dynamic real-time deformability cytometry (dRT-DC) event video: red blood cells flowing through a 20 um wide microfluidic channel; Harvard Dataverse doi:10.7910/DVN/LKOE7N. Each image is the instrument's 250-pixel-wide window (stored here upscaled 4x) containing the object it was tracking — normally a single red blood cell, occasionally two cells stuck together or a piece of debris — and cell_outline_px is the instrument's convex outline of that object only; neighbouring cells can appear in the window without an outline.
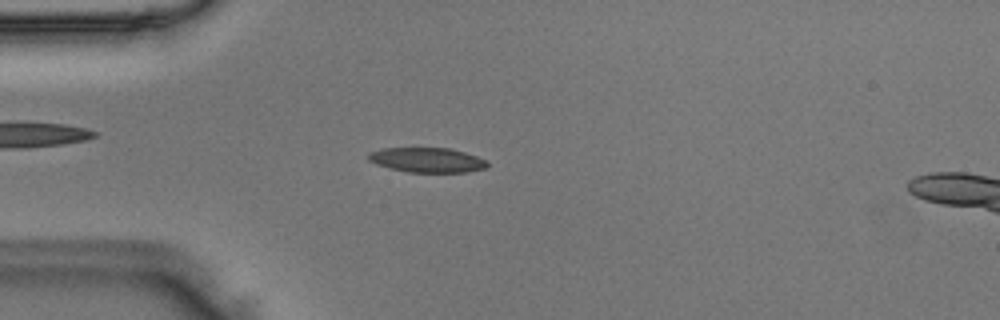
{"species": "Egyptian fruit bat (a non-hibernating species)", "species_latin": "Rousettus aegyptiacus", "temperature_condition": "room temperature", "stored_images_in_passage": 49, "camera_frame_rate_fps": 3000, "um_per_image_px": 0.085, "animal": {"sex": "male"}, "frame": {"image": 1, "passage_image": 13, "time_ms": 4.0, "image_size_px": [1000, 320], "cell_outline_px": [[488, 168], [468, 172], [408, 172], [388, 168], [376, 164], [368, 160], [368, 152], [384, 148], [452, 148], [488, 160]], "centroid_in_image_um": [36.32, 13.6], "position_along_channel_um": 48.7, "area_um2": 17.34}}
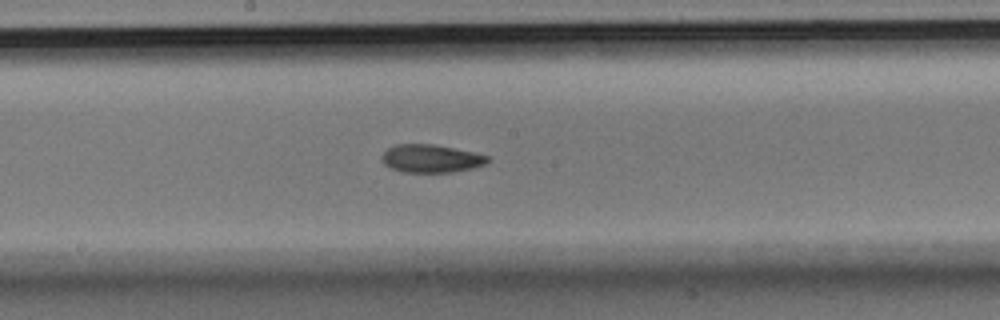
{"frame": {"image": 2, "passage_image": 26, "time_ms": 8.333, "image_size_px": [1000, 320], "cell_outline_px": [[488, 160], [484, 164], [472, 168], [452, 172], [400, 172], [384, 164], [380, 156], [388, 148], [396, 144], [436, 144], [472, 152], [488, 156]], "centroid_in_image_um": [36.59, 13.47], "position_along_channel_um": 211.6, "area_um2": 17.17}}
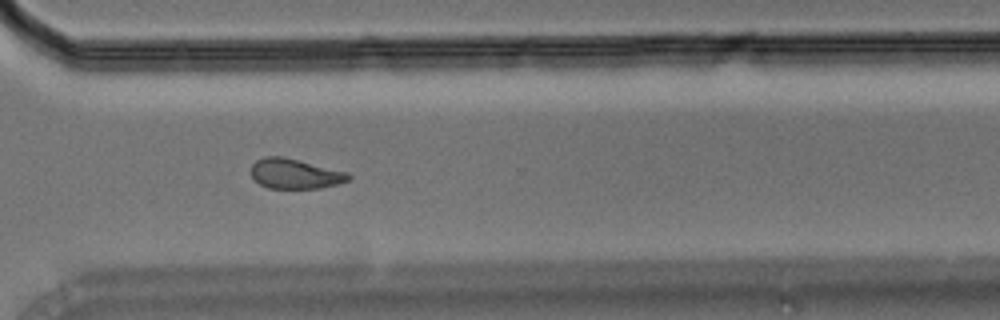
{"frame": {"image": 3, "passage_image": 36, "time_ms": 11.667, "image_size_px": [1000, 320], "cell_outline_px": [[352, 176], [348, 180], [336, 184], [320, 188], [268, 188], [260, 184], [252, 176], [252, 164], [256, 160], [264, 156], [284, 156], [348, 172]], "centroid_in_image_um": [25.08, 14.75], "position_along_channel_um": 345.5, "area_um2": 16.99}}